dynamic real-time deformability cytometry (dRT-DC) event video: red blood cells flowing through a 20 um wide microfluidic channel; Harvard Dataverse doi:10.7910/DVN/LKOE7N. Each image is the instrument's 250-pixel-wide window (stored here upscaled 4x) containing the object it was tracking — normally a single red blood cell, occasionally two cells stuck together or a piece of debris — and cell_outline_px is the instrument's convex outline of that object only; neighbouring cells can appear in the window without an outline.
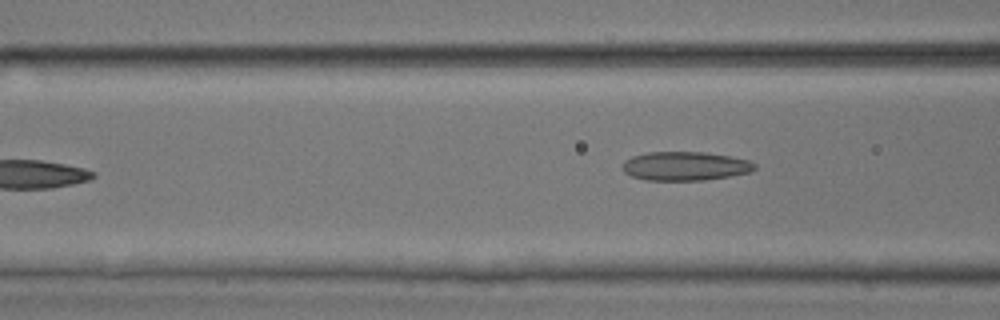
{"species": "common noctule bat (a hibernating species)", "species_latin": "Nyctalus noctula", "temperature_condition": "room temperature", "stored_images_in_passage": 5, "camera_frame_rate_fps": 3000, "um_per_image_px": 0.085, "animal": {"sex": "male", "body_mass_g": 17.9, "forearm_length_mm": 54.2}, "frame": {"image": 1, "passage_image": 5, "time_ms": 1.333, "image_size_px": [1000, 320], "cell_outline_px": [[756, 168], [752, 172], [704, 180], [648, 180], [632, 176], [624, 172], [620, 168], [624, 160], [632, 156], [648, 152], [704, 152], [728, 156], [748, 160], [756, 164]], "centroid_in_image_um": [58.21, 14.11], "position_along_channel_um": 108.4, "area_um2": 22.25}}